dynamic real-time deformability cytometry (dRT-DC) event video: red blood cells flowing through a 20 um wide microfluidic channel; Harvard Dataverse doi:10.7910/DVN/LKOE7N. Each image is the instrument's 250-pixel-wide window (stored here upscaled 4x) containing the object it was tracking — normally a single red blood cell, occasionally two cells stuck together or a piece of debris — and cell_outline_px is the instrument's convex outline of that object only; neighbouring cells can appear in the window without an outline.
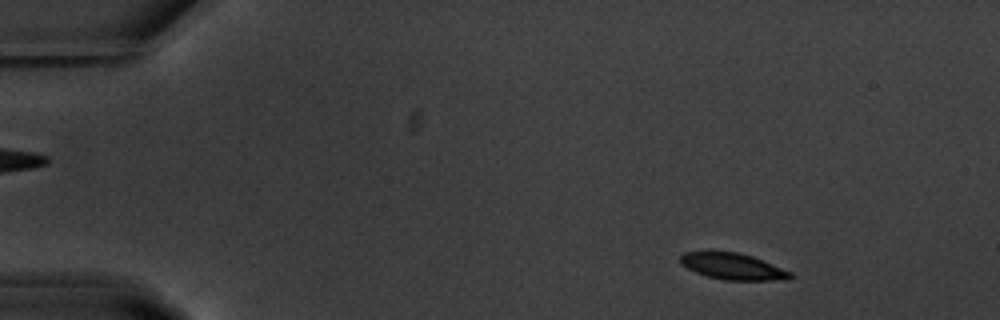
{"species": "common noctule bat (a hibernating species)", "species_latin": "Nyctalus noctula", "temperature_condition": "warm", "stored_images_in_passage": 54, "camera_frame_rate_fps": 3000, "um_per_image_px": 0.085, "animal": {"sex": "male", "body_mass_g": 20.1, "forearm_length_mm": 53.5}, "frame": {"image": 1, "passage_image": 6, "time_ms": 1.667, "image_size_px": [1000, 320], "cell_outline_px": [[792, 276], [788, 280], [724, 280], [708, 276], [696, 272], [680, 264], [680, 256], [684, 252], [736, 252], [752, 256], [792, 272]], "centroid_in_image_um": [62.3, 22.65], "position_along_channel_um": 22.7, "area_um2": 16.7}}
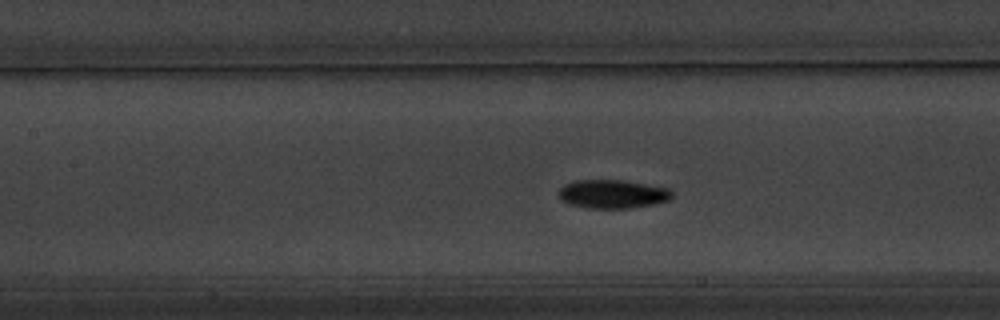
{"frame": {"image": 2, "passage_image": 24, "time_ms": 7.667, "image_size_px": [1000, 320], "cell_outline_px": [[672, 196], [668, 200], [652, 204], [632, 208], [584, 208], [568, 204], [560, 200], [560, 188], [564, 184], [576, 180], [624, 180], [668, 188], [672, 192]], "centroid_in_image_um": [52.03, 16.49], "position_along_channel_um": 155.4, "area_um2": 18.9}}
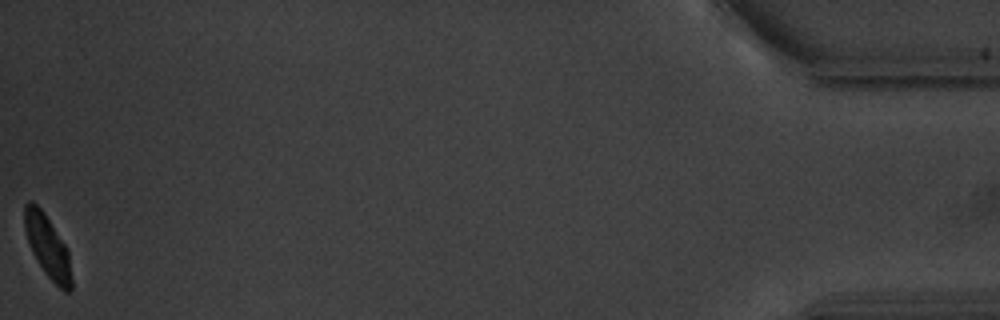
{"frame": {"image": 3, "passage_image": 54, "time_ms": 17.667, "image_size_px": [1000, 320], "cell_outline_px": [[72, 288], [68, 292], [64, 292], [44, 272], [32, 252], [24, 228], [24, 204], [28, 200], [32, 200], [44, 212], [64, 244], [68, 252], [72, 276]], "centroid_in_image_um": [4.04, 20.94], "position_along_channel_um": 431.2, "area_um2": 16.94}, "authors_computed_cell_mechanics": {"area_um2": 17.8024, "velocity_mm_per_s": 3.6788, "shape_relaxation_time_tau1_ms": 1.9846, "shape_relaxation_time_tau2_ms": null, "deformation_change_tau1": 0.1301, "deformation_change_tau2": null}}